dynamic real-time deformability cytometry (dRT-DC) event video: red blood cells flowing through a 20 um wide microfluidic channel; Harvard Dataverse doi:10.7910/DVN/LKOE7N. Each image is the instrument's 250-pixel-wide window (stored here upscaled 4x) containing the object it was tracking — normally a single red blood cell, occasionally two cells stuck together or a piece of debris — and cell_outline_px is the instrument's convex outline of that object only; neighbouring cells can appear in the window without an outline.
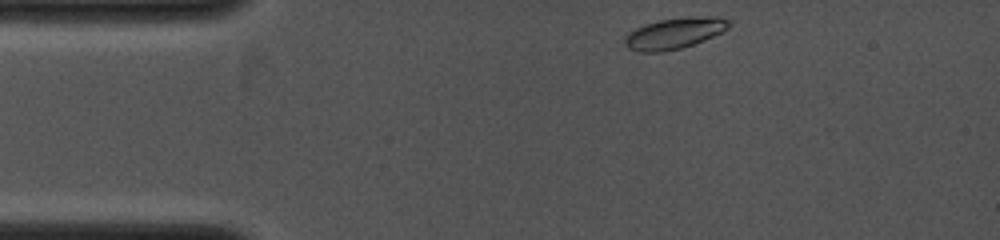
{"species": "common noctule bat (a hibernating species)", "species_latin": "Nyctalus noctula", "temperature_condition": "cold", "stored_images_in_passage": 27, "camera_frame_rate_fps": 4000, "um_per_image_px": 0.085, "animal": {"sex": "female", "body_mass_g": 19.0, "forearm_length_mm": 53.3}, "frame": {"image": 1, "passage_image": 1, "time_ms": 0.0, "image_size_px": [1000, 240], "cell_outline_px": [[732, 24], [724, 32], [704, 40], [680, 48], [664, 52], [640, 52], [628, 48], [624, 44], [624, 36], [628, 32], [644, 24], [660, 20], [716, 16], [720, 16], [732, 20]], "centroid_in_image_um": [57.34, 2.84], "position_along_channel_um": 27.7, "area_um2": 18.84}}
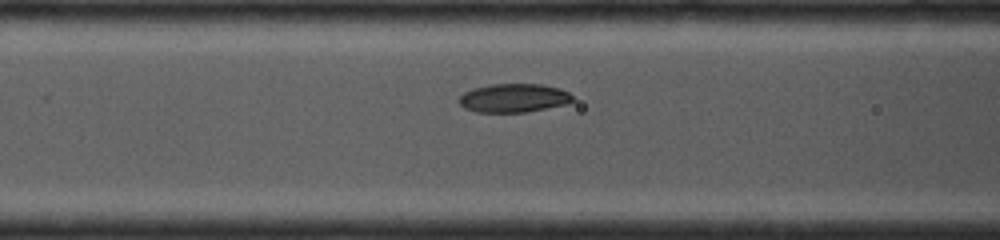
{"frame": {"image": 2, "passage_image": 15, "time_ms": 3.0, "image_size_px": [1000, 240], "cell_outline_px": [[576, 100], [572, 104], [524, 112], [476, 112], [464, 108], [460, 104], [460, 96], [464, 92], [472, 88], [492, 84], [540, 84], [560, 88], [568, 92]], "centroid_in_image_um": [43.72, 8.33], "position_along_channel_um": 122.9, "area_um2": 19.19}}
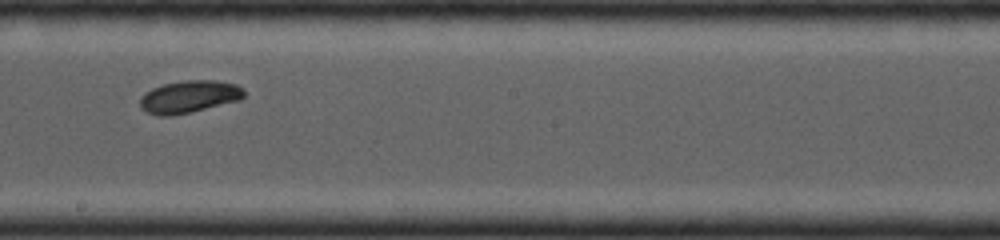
{"frame": {"image": 3, "passage_image": 25, "time_ms": 5.25, "image_size_px": [1000, 240], "cell_outline_px": [[244, 96], [240, 100], [188, 112], [168, 116], [160, 116], [148, 112], [140, 104], [140, 100], [152, 88], [164, 84], [184, 80], [212, 80], [236, 84], [244, 92]], "centroid_in_image_um": [16.1, 8.21], "position_along_channel_um": 232.1, "area_um2": 19.02}}